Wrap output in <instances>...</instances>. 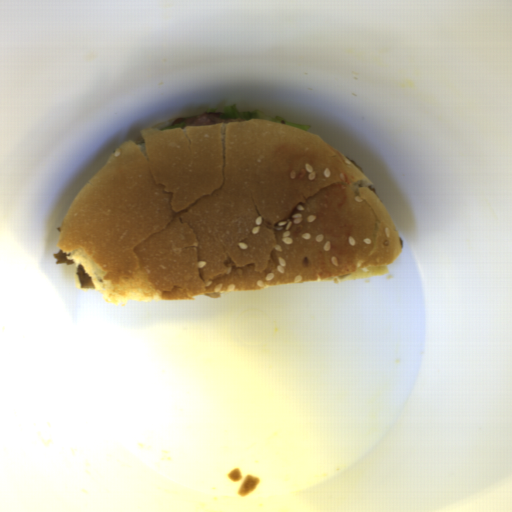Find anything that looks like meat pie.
<instances>
[{"label": "meat pie", "mask_w": 512, "mask_h": 512, "mask_svg": "<svg viewBox=\"0 0 512 512\" xmlns=\"http://www.w3.org/2000/svg\"><path fill=\"white\" fill-rule=\"evenodd\" d=\"M209 111L196 116L185 117L184 119H176L172 126L180 125L185 123L184 127L200 126V125H211L216 123H238L247 121L242 118H222L223 111H215V113H208Z\"/></svg>", "instance_id": "1"}, {"label": "meat pie", "mask_w": 512, "mask_h": 512, "mask_svg": "<svg viewBox=\"0 0 512 512\" xmlns=\"http://www.w3.org/2000/svg\"><path fill=\"white\" fill-rule=\"evenodd\" d=\"M67 256H71V252L66 253L63 250L59 249L58 253H55L53 257H55L57 260L56 264L57 263H67L68 265L75 264L74 260L66 259Z\"/></svg>", "instance_id": "3"}, {"label": "meat pie", "mask_w": 512, "mask_h": 512, "mask_svg": "<svg viewBox=\"0 0 512 512\" xmlns=\"http://www.w3.org/2000/svg\"><path fill=\"white\" fill-rule=\"evenodd\" d=\"M76 274L80 282V288L82 289H96L95 283L92 277H89L83 264L81 263L77 267Z\"/></svg>", "instance_id": "2"}]
</instances>
